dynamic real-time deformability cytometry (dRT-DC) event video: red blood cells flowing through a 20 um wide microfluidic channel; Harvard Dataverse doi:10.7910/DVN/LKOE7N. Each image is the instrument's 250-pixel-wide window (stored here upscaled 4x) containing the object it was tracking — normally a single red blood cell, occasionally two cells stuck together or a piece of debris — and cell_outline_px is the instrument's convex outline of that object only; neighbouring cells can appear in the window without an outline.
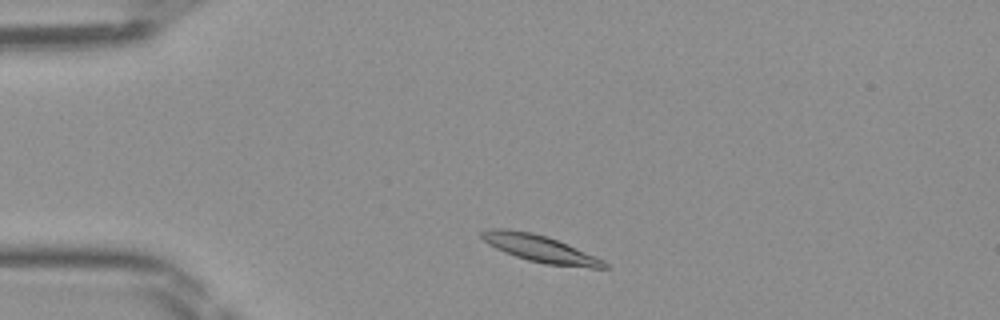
{"species": "Egyptian fruit bat (a non-hibernating species)", "species_latin": "Rousettus aegyptiacus", "temperature_condition": "room temperature", "stored_images_in_passage": 41, "camera_frame_rate_fps": 3000, "um_per_image_px": 0.085, "frame": {"image": 1, "passage_image": 4, "time_ms": 1.0, "image_size_px": [1000, 320], "cell_outline_px": [[612, 268], [592, 268], [544, 264], [528, 260], [504, 252], [488, 244], [480, 236], [480, 232], [488, 228], [508, 228], [532, 232], [548, 236], [604, 260]], "centroid_in_image_um": [45.89, 21.12], "position_along_channel_um": 39.1, "area_um2": 19.42}}
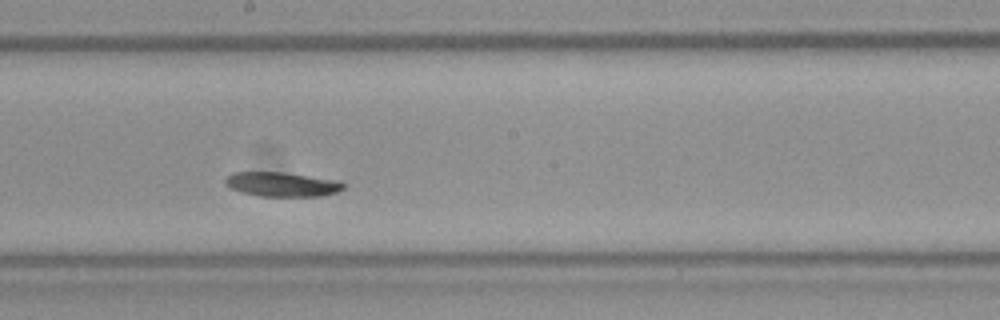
{"frame": {"image": 2, "passage_image": 20, "time_ms": 6.333, "image_size_px": [1000, 320], "cell_outline_px": [[348, 184], [344, 188], [336, 192], [320, 196], [260, 196], [228, 188], [224, 184], [224, 180], [232, 172], [284, 172], [340, 180]], "centroid_in_image_um": [24.0, 15.66], "position_along_channel_um": 224.2, "area_um2": 16.99}}
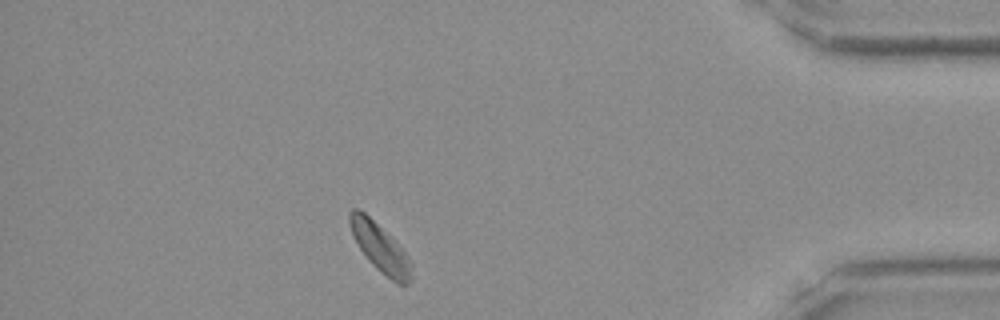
{"frame": {"image": 3, "passage_image": 36, "time_ms": 11.667, "image_size_px": [1000, 320], "cell_outline_px": [[412, 280], [408, 284], [396, 284], [380, 272], [368, 260], [352, 236], [348, 224], [348, 212], [352, 208], [360, 208], [392, 236], [408, 256], [412, 264]], "centroid_in_image_um": [32.3, 21.04], "position_along_channel_um": 402.9, "area_um2": 17.92}}